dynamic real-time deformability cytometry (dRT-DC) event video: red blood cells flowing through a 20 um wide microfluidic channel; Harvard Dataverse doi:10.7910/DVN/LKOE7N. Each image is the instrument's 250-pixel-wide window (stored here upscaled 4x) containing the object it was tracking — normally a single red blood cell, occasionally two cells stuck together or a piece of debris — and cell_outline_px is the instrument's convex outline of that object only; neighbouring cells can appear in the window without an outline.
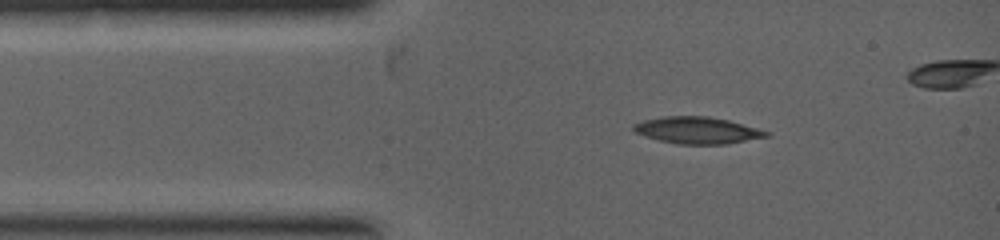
{"species": "common noctule bat (a hibernating species)", "species_latin": "Nyctalus noctula", "temperature_condition": "warm", "stored_images_in_passage": 4, "camera_frame_rate_fps": 5000, "um_per_image_px": 0.085, "animal": {"sex": "female", "body_mass_g": 19.0, "forearm_length_mm": 53.3}, "frame": {"image": 1, "passage_image": 1, "time_ms": 0.0, "image_size_px": [1000, 240], "cell_outline_px": [[772, 136], [724, 144], [680, 144], [660, 140], [644, 136], [636, 132], [632, 128], [632, 124], [644, 120], [664, 116], [708, 116], [728, 120], [772, 132]], "centroid_in_image_um": [59.3, 11.07], "position_along_channel_um": 25.7, "area_um2": 20.69}}